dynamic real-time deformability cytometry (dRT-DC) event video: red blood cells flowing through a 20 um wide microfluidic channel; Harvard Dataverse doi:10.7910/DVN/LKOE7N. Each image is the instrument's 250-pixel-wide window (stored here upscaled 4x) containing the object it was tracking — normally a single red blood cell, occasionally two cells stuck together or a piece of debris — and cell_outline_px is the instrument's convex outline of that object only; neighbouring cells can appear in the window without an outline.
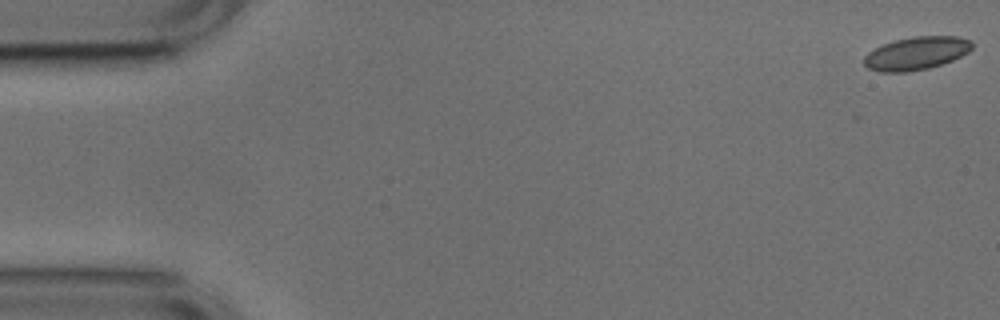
{"species": "common noctule bat (a hibernating species)", "species_latin": "Nyctalus noctula", "temperature_condition": "cold", "stored_images_in_passage": 9, "camera_frame_rate_fps": 3000, "um_per_image_px": 0.085, "animal": {"sex": "male", "body_mass_g": 17.9, "forearm_length_mm": 54.2}, "frame": {"image": 1, "passage_image": 1, "time_ms": 0.0, "image_size_px": [1000, 320], "cell_outline_px": [[972, 48], [968, 52], [952, 60], [928, 68], [904, 72], [880, 72], [868, 68], [864, 64], [864, 56], [868, 52], [892, 40], [912, 36], [956, 36], [972, 40]], "centroid_in_image_um": [77.88, 4.52], "position_along_channel_um": 7.1, "area_um2": 20.75}}